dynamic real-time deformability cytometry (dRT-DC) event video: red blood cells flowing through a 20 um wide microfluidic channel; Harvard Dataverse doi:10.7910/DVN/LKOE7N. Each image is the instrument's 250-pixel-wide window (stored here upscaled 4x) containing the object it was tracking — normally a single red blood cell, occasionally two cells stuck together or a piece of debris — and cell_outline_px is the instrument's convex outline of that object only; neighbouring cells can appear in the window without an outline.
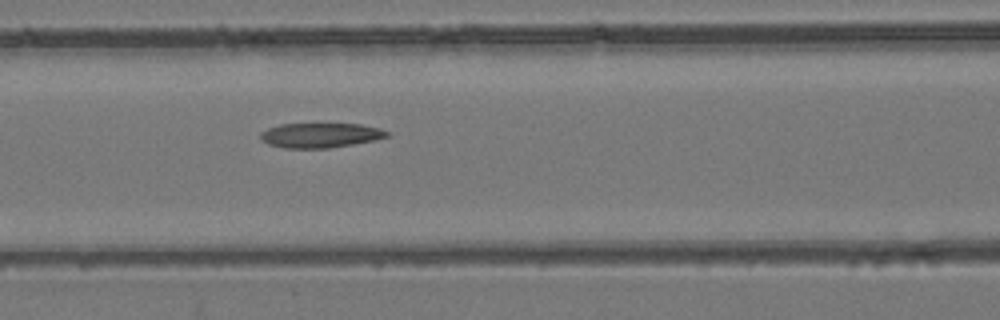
{"species": "common noctule bat (a hibernating species)", "species_latin": "Nyctalus noctula", "temperature_condition": "room temperature", "stored_images_in_passage": 5, "camera_frame_rate_fps": 3000, "um_per_image_px": 0.085, "animal": {"sex": "female", "body_mass_g": 24.6, "forearm_length_mm": 56.2}, "frame": {"image": 1, "passage_image": 5, "time_ms": 4.667, "image_size_px": [1000, 320], "cell_outline_px": [[392, 132], [388, 136], [376, 140], [328, 148], [284, 148], [268, 144], [260, 140], [260, 132], [268, 128], [280, 124], [360, 124], [380, 128]], "centroid_in_image_um": [27.24, 11.5], "position_along_channel_um": 139.4, "area_um2": 18.32}}